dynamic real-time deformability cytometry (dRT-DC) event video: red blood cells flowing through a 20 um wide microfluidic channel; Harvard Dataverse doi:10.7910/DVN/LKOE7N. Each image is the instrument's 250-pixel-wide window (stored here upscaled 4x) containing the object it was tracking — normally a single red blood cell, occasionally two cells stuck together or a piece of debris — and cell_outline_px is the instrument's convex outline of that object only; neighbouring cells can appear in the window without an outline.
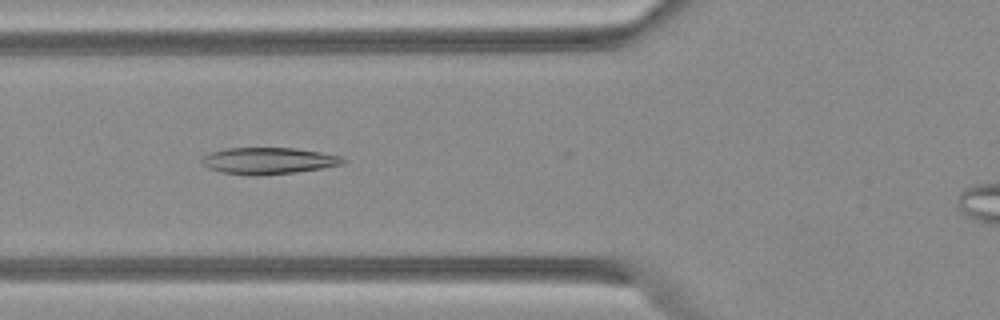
{"species": "Egyptian fruit bat (a non-hibernating species)", "species_latin": "Rousettus aegyptiacus", "temperature_condition": "warm", "stored_images_in_passage": 33, "segment_of_instrument_passage": [1, 2], "camera_frame_rate_fps": 3000, "um_per_image_px": 0.085, "animal": {"sex": "female"}, "frame": {"image": 1, "passage_image": 6, "time_ms": 1.667, "image_size_px": [1000, 320], "cell_outline_px": [[348, 160], [340, 164], [320, 168], [296, 172], [260, 176], [220, 172], [208, 168], [200, 164], [200, 156], [224, 148], [296, 148], [344, 156]], "centroid_in_image_um": [22.77, 13.66], "position_along_channel_um": 103.0, "area_um2": 22.08}}
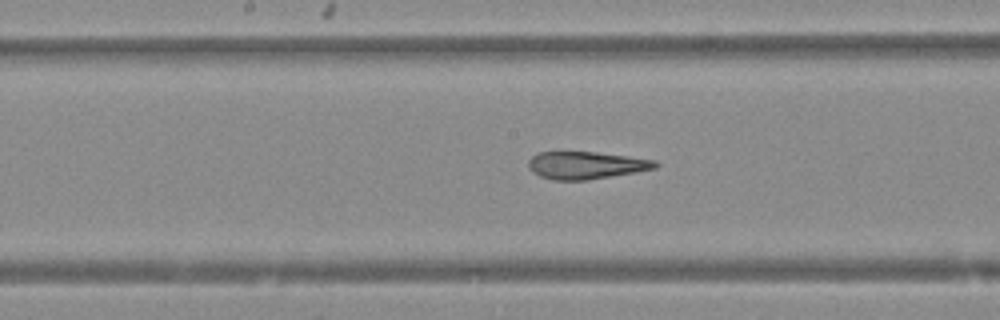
{"frame": {"image": 2, "passage_image": 13, "time_ms": 4.0, "image_size_px": [1000, 320], "cell_outline_px": [[660, 164], [656, 168], [636, 172], [588, 180], [552, 180], [540, 176], [532, 172], [528, 168], [528, 160], [532, 156], [540, 152], [596, 152], [628, 156], [656, 160]], "centroid_in_image_um": [49.81, 14.05], "position_along_channel_um": 198.4, "area_um2": 20.4}}
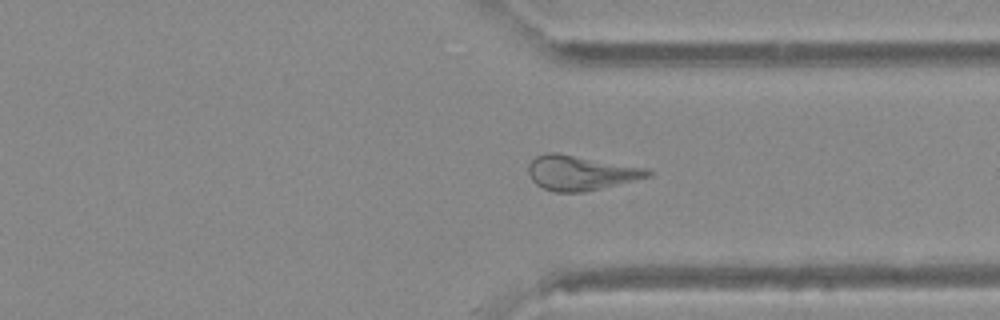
{"frame": {"image": 3, "passage_image": 25, "time_ms": 8.0, "image_size_px": [1000, 320], "cell_outline_px": [[652, 176], [584, 192], [556, 192], [544, 188], [536, 184], [532, 180], [528, 172], [528, 164], [536, 156], [548, 152], [556, 152], [644, 168], [652, 172]], "centroid_in_image_um": [49.31, 14.69], "position_along_channel_um": 362.1, "area_um2": 23.87}}